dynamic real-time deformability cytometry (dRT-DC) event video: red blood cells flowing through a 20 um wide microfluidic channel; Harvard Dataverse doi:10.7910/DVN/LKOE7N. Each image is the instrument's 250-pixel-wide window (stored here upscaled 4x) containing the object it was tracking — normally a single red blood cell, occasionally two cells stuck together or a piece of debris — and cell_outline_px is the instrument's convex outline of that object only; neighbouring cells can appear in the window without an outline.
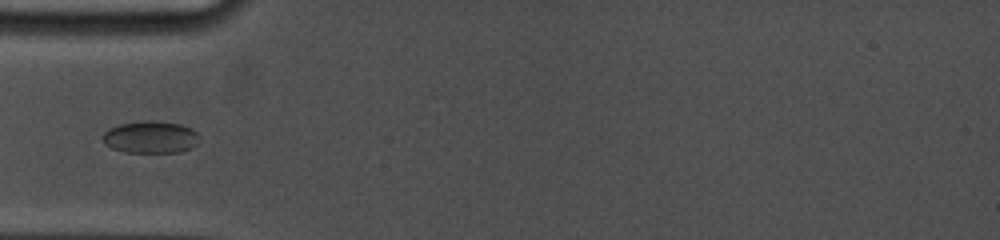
{"species": "common noctule bat (a hibernating species)", "species_latin": "Nyctalus noctula", "temperature_condition": "cold", "stored_images_in_passage": 12, "camera_frame_rate_fps": 5000, "um_per_image_px": 0.085, "animal": {"sex": "female", "body_mass_g": 19.0, "forearm_length_mm": 53.3}, "frame": {"image": 1, "passage_image": 9, "time_ms": 5.4, "image_size_px": [1000, 240], "cell_outline_px": [[200, 140], [192, 148], [180, 152], [124, 152], [112, 148], [104, 144], [100, 136], [108, 128], [120, 124], [144, 120], [152, 120], [180, 124], [192, 128], [200, 136]], "centroid_in_image_um": [12.79, 11.65], "position_along_channel_um": 72.2, "area_um2": 18.44}}
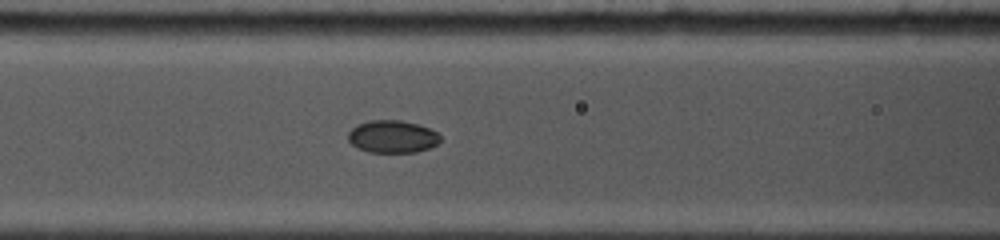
{"frame": {"image": 2, "passage_image": 12, "time_ms": 7.0, "image_size_px": [1000, 240], "cell_outline_px": [[440, 140], [436, 144], [428, 148], [416, 152], [368, 152], [356, 148], [348, 140], [348, 132], [356, 124], [368, 120], [400, 120], [416, 124], [428, 128], [436, 132], [440, 136]], "centroid_in_image_um": [33.3, 11.61], "position_along_channel_um": 133.3, "area_um2": 17.46}}